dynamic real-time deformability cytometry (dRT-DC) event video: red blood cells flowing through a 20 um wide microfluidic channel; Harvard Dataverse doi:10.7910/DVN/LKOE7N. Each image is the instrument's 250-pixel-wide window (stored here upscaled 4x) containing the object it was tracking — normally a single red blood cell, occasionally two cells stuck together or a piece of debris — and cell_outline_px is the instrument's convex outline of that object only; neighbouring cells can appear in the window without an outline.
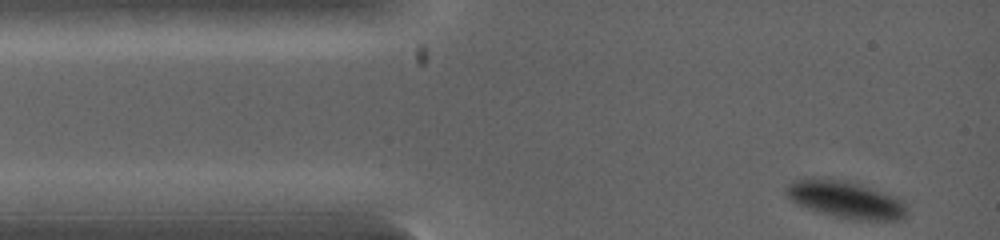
{"species": "common noctule bat (a hibernating species)", "species_latin": "Nyctalus noctula", "temperature_condition": "warm", "stored_images_in_passage": 9, "camera_frame_rate_fps": 5000, "um_per_image_px": 0.085, "animal": {"sex": "female", "body_mass_g": 19.0, "forearm_length_mm": 53.3}, "frame": {"image": 1, "passage_image": 1, "time_ms": 0.0, "image_size_px": [1000, 240], "cell_outline_px": [[904, 220], [856, 220], [836, 216], [820, 212], [796, 204], [784, 192], [796, 180], [836, 180], [852, 184], [892, 196], [904, 200]], "centroid_in_image_um": [71.9, 17.03], "position_along_channel_um": 13.1, "area_um2": 24.51}}